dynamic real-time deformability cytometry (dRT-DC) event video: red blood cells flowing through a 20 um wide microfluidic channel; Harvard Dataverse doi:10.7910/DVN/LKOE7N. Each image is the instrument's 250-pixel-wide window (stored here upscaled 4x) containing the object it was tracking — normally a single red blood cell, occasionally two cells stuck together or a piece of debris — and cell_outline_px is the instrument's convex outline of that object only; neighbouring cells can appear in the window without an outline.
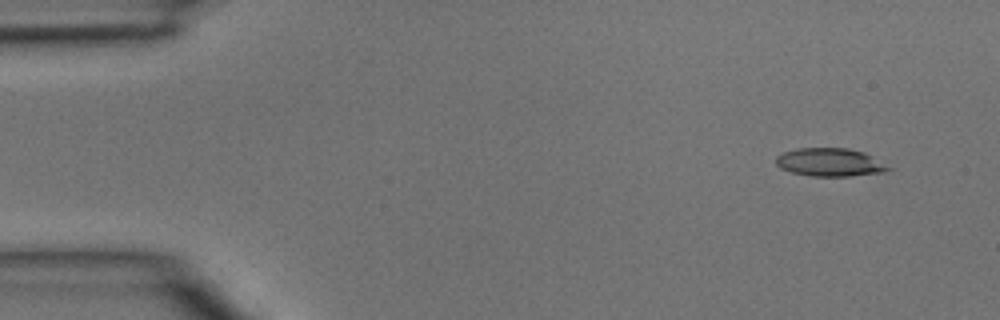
{"species": "common noctule bat (a hibernating species)", "species_latin": "Nyctalus noctula", "temperature_condition": "room temperature", "stored_images_in_passage": 5, "camera_frame_rate_fps": 3000, "um_per_image_px": 0.085, "animal": {"sex": "male", "body_mass_g": 15.6}, "frame": {"image": 1, "passage_image": 1, "time_ms": 0.0, "image_size_px": [1000, 320], "cell_outline_px": [[892, 168], [884, 172], [852, 176], [812, 176], [792, 172], [780, 168], [776, 164], [776, 156], [784, 152], [796, 148], [848, 148], [864, 152]], "centroid_in_image_um": [70.53, 13.79], "position_along_channel_um": 14.5, "area_um2": 18.38}}
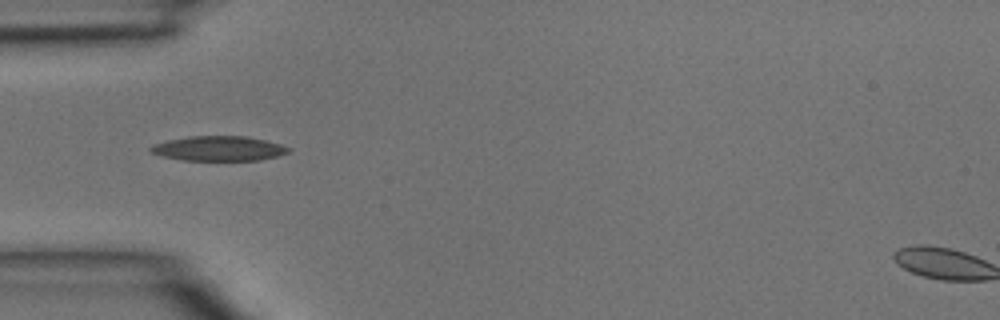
{"frame": {"image": 2, "passage_image": 4, "time_ms": 1.0, "image_size_px": [1000, 320], "cell_outline_px": [[292, 148], [288, 152], [276, 156], [260, 160], [184, 160], [164, 156], [148, 152], [148, 148], [152, 144], [168, 140], [188, 136], [244, 136], [264, 140], [280, 144]], "centroid_in_image_um": [18.55, 12.62], "position_along_channel_um": 66.4, "area_um2": 19.83}}
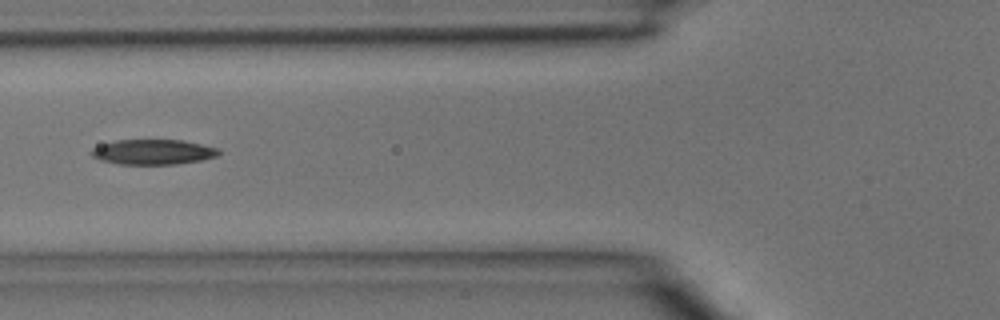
{"frame": {"image": 3, "passage_image": 5, "time_ms": 1.333, "image_size_px": [1000, 320], "cell_outline_px": [[220, 152], [216, 156], [200, 160], [176, 164], [120, 164], [100, 160], [92, 156], [92, 148], [116, 140], [184, 140], [216, 148]], "centroid_in_image_um": [13.0, 12.92], "position_along_channel_um": 112.8, "area_um2": 18.32}}